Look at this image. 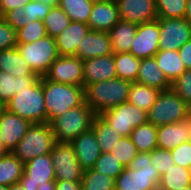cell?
<instances>
[{"instance_id":"1","label":"cell","mask_w":191,"mask_h":190,"mask_svg":"<svg viewBox=\"0 0 191 190\" xmlns=\"http://www.w3.org/2000/svg\"><path fill=\"white\" fill-rule=\"evenodd\" d=\"M131 82L118 77L91 83L84 88L85 102L96 115L128 100Z\"/></svg>"},{"instance_id":"2","label":"cell","mask_w":191,"mask_h":190,"mask_svg":"<svg viewBox=\"0 0 191 190\" xmlns=\"http://www.w3.org/2000/svg\"><path fill=\"white\" fill-rule=\"evenodd\" d=\"M43 94L48 123L85 102L84 87L56 83L45 76L43 77Z\"/></svg>"},{"instance_id":"3","label":"cell","mask_w":191,"mask_h":190,"mask_svg":"<svg viewBox=\"0 0 191 190\" xmlns=\"http://www.w3.org/2000/svg\"><path fill=\"white\" fill-rule=\"evenodd\" d=\"M160 180L151 165L150 152H139L116 178L115 190H158Z\"/></svg>"},{"instance_id":"4","label":"cell","mask_w":191,"mask_h":190,"mask_svg":"<svg viewBox=\"0 0 191 190\" xmlns=\"http://www.w3.org/2000/svg\"><path fill=\"white\" fill-rule=\"evenodd\" d=\"M5 105L7 111L31 123L47 122L43 94V77H40L33 85L19 91L17 95H13Z\"/></svg>"},{"instance_id":"5","label":"cell","mask_w":191,"mask_h":190,"mask_svg":"<svg viewBox=\"0 0 191 190\" xmlns=\"http://www.w3.org/2000/svg\"><path fill=\"white\" fill-rule=\"evenodd\" d=\"M95 116V112L84 102L82 105L54 118L50 122V125L55 141L72 142L81 133L92 128V122Z\"/></svg>"},{"instance_id":"6","label":"cell","mask_w":191,"mask_h":190,"mask_svg":"<svg viewBox=\"0 0 191 190\" xmlns=\"http://www.w3.org/2000/svg\"><path fill=\"white\" fill-rule=\"evenodd\" d=\"M54 143L50 123H33L11 153L26 163L34 157L50 154Z\"/></svg>"},{"instance_id":"7","label":"cell","mask_w":191,"mask_h":190,"mask_svg":"<svg viewBox=\"0 0 191 190\" xmlns=\"http://www.w3.org/2000/svg\"><path fill=\"white\" fill-rule=\"evenodd\" d=\"M191 113V107L172 89L160 91L157 100L147 112L148 122L154 126L181 121Z\"/></svg>"},{"instance_id":"8","label":"cell","mask_w":191,"mask_h":190,"mask_svg":"<svg viewBox=\"0 0 191 190\" xmlns=\"http://www.w3.org/2000/svg\"><path fill=\"white\" fill-rule=\"evenodd\" d=\"M17 49L39 77L47 74L51 64L59 56L55 38L48 35L32 43L17 44Z\"/></svg>"},{"instance_id":"9","label":"cell","mask_w":191,"mask_h":190,"mask_svg":"<svg viewBox=\"0 0 191 190\" xmlns=\"http://www.w3.org/2000/svg\"><path fill=\"white\" fill-rule=\"evenodd\" d=\"M100 116L122 137L130 136L133 129L148 122L147 112L128 102L108 109Z\"/></svg>"},{"instance_id":"10","label":"cell","mask_w":191,"mask_h":190,"mask_svg":"<svg viewBox=\"0 0 191 190\" xmlns=\"http://www.w3.org/2000/svg\"><path fill=\"white\" fill-rule=\"evenodd\" d=\"M50 154L55 171V180L81 182L85 170L77 161L71 142L55 141Z\"/></svg>"},{"instance_id":"11","label":"cell","mask_w":191,"mask_h":190,"mask_svg":"<svg viewBox=\"0 0 191 190\" xmlns=\"http://www.w3.org/2000/svg\"><path fill=\"white\" fill-rule=\"evenodd\" d=\"M160 50H179L191 40V24L186 18H158Z\"/></svg>"},{"instance_id":"12","label":"cell","mask_w":191,"mask_h":190,"mask_svg":"<svg viewBox=\"0 0 191 190\" xmlns=\"http://www.w3.org/2000/svg\"><path fill=\"white\" fill-rule=\"evenodd\" d=\"M48 181H56L51 154L27 161L24 165V174L18 183L26 190H37L38 185H47Z\"/></svg>"},{"instance_id":"13","label":"cell","mask_w":191,"mask_h":190,"mask_svg":"<svg viewBox=\"0 0 191 190\" xmlns=\"http://www.w3.org/2000/svg\"><path fill=\"white\" fill-rule=\"evenodd\" d=\"M45 77L56 83L83 87V60L76 56H58Z\"/></svg>"},{"instance_id":"14","label":"cell","mask_w":191,"mask_h":190,"mask_svg":"<svg viewBox=\"0 0 191 190\" xmlns=\"http://www.w3.org/2000/svg\"><path fill=\"white\" fill-rule=\"evenodd\" d=\"M159 21L155 20L138 25L129 53L136 58H153L159 49Z\"/></svg>"},{"instance_id":"15","label":"cell","mask_w":191,"mask_h":190,"mask_svg":"<svg viewBox=\"0 0 191 190\" xmlns=\"http://www.w3.org/2000/svg\"><path fill=\"white\" fill-rule=\"evenodd\" d=\"M120 20L140 25L158 19L155 0H115Z\"/></svg>"},{"instance_id":"16","label":"cell","mask_w":191,"mask_h":190,"mask_svg":"<svg viewBox=\"0 0 191 190\" xmlns=\"http://www.w3.org/2000/svg\"><path fill=\"white\" fill-rule=\"evenodd\" d=\"M32 124L6 109L0 114V137L8 152H12Z\"/></svg>"},{"instance_id":"17","label":"cell","mask_w":191,"mask_h":190,"mask_svg":"<svg viewBox=\"0 0 191 190\" xmlns=\"http://www.w3.org/2000/svg\"><path fill=\"white\" fill-rule=\"evenodd\" d=\"M191 141V113L181 121L157 127V147L171 150Z\"/></svg>"},{"instance_id":"18","label":"cell","mask_w":191,"mask_h":190,"mask_svg":"<svg viewBox=\"0 0 191 190\" xmlns=\"http://www.w3.org/2000/svg\"><path fill=\"white\" fill-rule=\"evenodd\" d=\"M114 53L83 61V87L116 78Z\"/></svg>"},{"instance_id":"19","label":"cell","mask_w":191,"mask_h":190,"mask_svg":"<svg viewBox=\"0 0 191 190\" xmlns=\"http://www.w3.org/2000/svg\"><path fill=\"white\" fill-rule=\"evenodd\" d=\"M120 20L114 0H96L93 3L87 24L92 31L108 32Z\"/></svg>"},{"instance_id":"20","label":"cell","mask_w":191,"mask_h":190,"mask_svg":"<svg viewBox=\"0 0 191 190\" xmlns=\"http://www.w3.org/2000/svg\"><path fill=\"white\" fill-rule=\"evenodd\" d=\"M109 54L113 52L108 32L90 30L78 44L76 57L85 61Z\"/></svg>"},{"instance_id":"21","label":"cell","mask_w":191,"mask_h":190,"mask_svg":"<svg viewBox=\"0 0 191 190\" xmlns=\"http://www.w3.org/2000/svg\"><path fill=\"white\" fill-rule=\"evenodd\" d=\"M90 30L88 24L71 21L70 24L55 37L59 56H76L78 44Z\"/></svg>"},{"instance_id":"22","label":"cell","mask_w":191,"mask_h":190,"mask_svg":"<svg viewBox=\"0 0 191 190\" xmlns=\"http://www.w3.org/2000/svg\"><path fill=\"white\" fill-rule=\"evenodd\" d=\"M71 143L81 167L84 170L91 169L101 155V149L93 130L81 133Z\"/></svg>"},{"instance_id":"23","label":"cell","mask_w":191,"mask_h":190,"mask_svg":"<svg viewBox=\"0 0 191 190\" xmlns=\"http://www.w3.org/2000/svg\"><path fill=\"white\" fill-rule=\"evenodd\" d=\"M136 82L153 87L160 91L171 89V83L159 69L154 57L141 59Z\"/></svg>"},{"instance_id":"24","label":"cell","mask_w":191,"mask_h":190,"mask_svg":"<svg viewBox=\"0 0 191 190\" xmlns=\"http://www.w3.org/2000/svg\"><path fill=\"white\" fill-rule=\"evenodd\" d=\"M138 25L119 20L109 31L111 48L113 53L129 52L135 38Z\"/></svg>"},{"instance_id":"25","label":"cell","mask_w":191,"mask_h":190,"mask_svg":"<svg viewBox=\"0 0 191 190\" xmlns=\"http://www.w3.org/2000/svg\"><path fill=\"white\" fill-rule=\"evenodd\" d=\"M40 77L37 74L14 77L10 73L0 70V99L8 102L13 95L33 85Z\"/></svg>"},{"instance_id":"26","label":"cell","mask_w":191,"mask_h":190,"mask_svg":"<svg viewBox=\"0 0 191 190\" xmlns=\"http://www.w3.org/2000/svg\"><path fill=\"white\" fill-rule=\"evenodd\" d=\"M0 70L10 73L14 77L36 74L17 47L0 51Z\"/></svg>"},{"instance_id":"27","label":"cell","mask_w":191,"mask_h":190,"mask_svg":"<svg viewBox=\"0 0 191 190\" xmlns=\"http://www.w3.org/2000/svg\"><path fill=\"white\" fill-rule=\"evenodd\" d=\"M154 58L157 61L159 69L164 73L170 83L187 70L181 61L178 50H159Z\"/></svg>"},{"instance_id":"28","label":"cell","mask_w":191,"mask_h":190,"mask_svg":"<svg viewBox=\"0 0 191 190\" xmlns=\"http://www.w3.org/2000/svg\"><path fill=\"white\" fill-rule=\"evenodd\" d=\"M159 94L160 90L158 89L137 82H131L127 102L148 112Z\"/></svg>"},{"instance_id":"29","label":"cell","mask_w":191,"mask_h":190,"mask_svg":"<svg viewBox=\"0 0 191 190\" xmlns=\"http://www.w3.org/2000/svg\"><path fill=\"white\" fill-rule=\"evenodd\" d=\"M24 162L11 152L0 156V185L9 186L18 183L24 174Z\"/></svg>"},{"instance_id":"30","label":"cell","mask_w":191,"mask_h":190,"mask_svg":"<svg viewBox=\"0 0 191 190\" xmlns=\"http://www.w3.org/2000/svg\"><path fill=\"white\" fill-rule=\"evenodd\" d=\"M91 129L96 136L101 152H111L122 137L100 115L94 117Z\"/></svg>"},{"instance_id":"31","label":"cell","mask_w":191,"mask_h":190,"mask_svg":"<svg viewBox=\"0 0 191 190\" xmlns=\"http://www.w3.org/2000/svg\"><path fill=\"white\" fill-rule=\"evenodd\" d=\"M191 184V170L175 164L161 176L158 190H179Z\"/></svg>"},{"instance_id":"32","label":"cell","mask_w":191,"mask_h":190,"mask_svg":"<svg viewBox=\"0 0 191 190\" xmlns=\"http://www.w3.org/2000/svg\"><path fill=\"white\" fill-rule=\"evenodd\" d=\"M130 138L139 152H151L157 148V126L146 122L133 129Z\"/></svg>"},{"instance_id":"33","label":"cell","mask_w":191,"mask_h":190,"mask_svg":"<svg viewBox=\"0 0 191 190\" xmlns=\"http://www.w3.org/2000/svg\"><path fill=\"white\" fill-rule=\"evenodd\" d=\"M116 74L120 79L136 82L141 59L136 58L129 52L114 53Z\"/></svg>"},{"instance_id":"34","label":"cell","mask_w":191,"mask_h":190,"mask_svg":"<svg viewBox=\"0 0 191 190\" xmlns=\"http://www.w3.org/2000/svg\"><path fill=\"white\" fill-rule=\"evenodd\" d=\"M94 0H58V6L71 21L87 24Z\"/></svg>"},{"instance_id":"35","label":"cell","mask_w":191,"mask_h":190,"mask_svg":"<svg viewBox=\"0 0 191 190\" xmlns=\"http://www.w3.org/2000/svg\"><path fill=\"white\" fill-rule=\"evenodd\" d=\"M81 188L82 190H115L116 179L91 168L84 171Z\"/></svg>"},{"instance_id":"36","label":"cell","mask_w":191,"mask_h":190,"mask_svg":"<svg viewBox=\"0 0 191 190\" xmlns=\"http://www.w3.org/2000/svg\"><path fill=\"white\" fill-rule=\"evenodd\" d=\"M70 22L71 19L58 5L52 7L43 20L47 35L53 38L59 35Z\"/></svg>"},{"instance_id":"37","label":"cell","mask_w":191,"mask_h":190,"mask_svg":"<svg viewBox=\"0 0 191 190\" xmlns=\"http://www.w3.org/2000/svg\"><path fill=\"white\" fill-rule=\"evenodd\" d=\"M138 153L139 151L130 136L121 137L111 150V154L125 167L130 164Z\"/></svg>"},{"instance_id":"38","label":"cell","mask_w":191,"mask_h":190,"mask_svg":"<svg viewBox=\"0 0 191 190\" xmlns=\"http://www.w3.org/2000/svg\"><path fill=\"white\" fill-rule=\"evenodd\" d=\"M17 44L32 43L47 36L46 27L42 20L31 23L16 31Z\"/></svg>"},{"instance_id":"39","label":"cell","mask_w":191,"mask_h":190,"mask_svg":"<svg viewBox=\"0 0 191 190\" xmlns=\"http://www.w3.org/2000/svg\"><path fill=\"white\" fill-rule=\"evenodd\" d=\"M125 166L121 164L112 154L111 152H101L100 157L95 162L92 167L93 170L103 173L105 175H109L113 178H117Z\"/></svg>"},{"instance_id":"40","label":"cell","mask_w":191,"mask_h":190,"mask_svg":"<svg viewBox=\"0 0 191 190\" xmlns=\"http://www.w3.org/2000/svg\"><path fill=\"white\" fill-rule=\"evenodd\" d=\"M158 18H184L186 0H155Z\"/></svg>"},{"instance_id":"41","label":"cell","mask_w":191,"mask_h":190,"mask_svg":"<svg viewBox=\"0 0 191 190\" xmlns=\"http://www.w3.org/2000/svg\"><path fill=\"white\" fill-rule=\"evenodd\" d=\"M150 161L160 176L175 165L170 150L160 149L158 147L150 152Z\"/></svg>"},{"instance_id":"42","label":"cell","mask_w":191,"mask_h":190,"mask_svg":"<svg viewBox=\"0 0 191 190\" xmlns=\"http://www.w3.org/2000/svg\"><path fill=\"white\" fill-rule=\"evenodd\" d=\"M171 89L191 107V69L175 79Z\"/></svg>"},{"instance_id":"43","label":"cell","mask_w":191,"mask_h":190,"mask_svg":"<svg viewBox=\"0 0 191 190\" xmlns=\"http://www.w3.org/2000/svg\"><path fill=\"white\" fill-rule=\"evenodd\" d=\"M52 6L45 5L41 1L31 0L25 6L24 9V16H26L27 20L36 21V20H44L45 16L49 13Z\"/></svg>"},{"instance_id":"44","label":"cell","mask_w":191,"mask_h":190,"mask_svg":"<svg viewBox=\"0 0 191 190\" xmlns=\"http://www.w3.org/2000/svg\"><path fill=\"white\" fill-rule=\"evenodd\" d=\"M17 47L16 30L3 18L0 19V51Z\"/></svg>"},{"instance_id":"45","label":"cell","mask_w":191,"mask_h":190,"mask_svg":"<svg viewBox=\"0 0 191 190\" xmlns=\"http://www.w3.org/2000/svg\"><path fill=\"white\" fill-rule=\"evenodd\" d=\"M175 164L190 169L191 167V141L183 142L170 150Z\"/></svg>"},{"instance_id":"46","label":"cell","mask_w":191,"mask_h":190,"mask_svg":"<svg viewBox=\"0 0 191 190\" xmlns=\"http://www.w3.org/2000/svg\"><path fill=\"white\" fill-rule=\"evenodd\" d=\"M24 14V9L18 7L15 10L6 12L2 18L17 31L18 29L31 23L30 20L26 19Z\"/></svg>"},{"instance_id":"47","label":"cell","mask_w":191,"mask_h":190,"mask_svg":"<svg viewBox=\"0 0 191 190\" xmlns=\"http://www.w3.org/2000/svg\"><path fill=\"white\" fill-rule=\"evenodd\" d=\"M31 0H2L0 3V12L3 16L6 12L15 10L20 7L23 8Z\"/></svg>"},{"instance_id":"48","label":"cell","mask_w":191,"mask_h":190,"mask_svg":"<svg viewBox=\"0 0 191 190\" xmlns=\"http://www.w3.org/2000/svg\"><path fill=\"white\" fill-rule=\"evenodd\" d=\"M181 61L187 70L191 69V40L187 41L178 50Z\"/></svg>"},{"instance_id":"49","label":"cell","mask_w":191,"mask_h":190,"mask_svg":"<svg viewBox=\"0 0 191 190\" xmlns=\"http://www.w3.org/2000/svg\"><path fill=\"white\" fill-rule=\"evenodd\" d=\"M55 184H56L55 190H82L81 182L56 180Z\"/></svg>"},{"instance_id":"50","label":"cell","mask_w":191,"mask_h":190,"mask_svg":"<svg viewBox=\"0 0 191 190\" xmlns=\"http://www.w3.org/2000/svg\"><path fill=\"white\" fill-rule=\"evenodd\" d=\"M55 189H56L55 181H48L47 185L37 186V190H55Z\"/></svg>"},{"instance_id":"51","label":"cell","mask_w":191,"mask_h":190,"mask_svg":"<svg viewBox=\"0 0 191 190\" xmlns=\"http://www.w3.org/2000/svg\"><path fill=\"white\" fill-rule=\"evenodd\" d=\"M184 18H186L191 24V0H186V11L184 14Z\"/></svg>"},{"instance_id":"52","label":"cell","mask_w":191,"mask_h":190,"mask_svg":"<svg viewBox=\"0 0 191 190\" xmlns=\"http://www.w3.org/2000/svg\"><path fill=\"white\" fill-rule=\"evenodd\" d=\"M37 1H41L45 5H50L52 7H55L58 5V0H37Z\"/></svg>"},{"instance_id":"53","label":"cell","mask_w":191,"mask_h":190,"mask_svg":"<svg viewBox=\"0 0 191 190\" xmlns=\"http://www.w3.org/2000/svg\"><path fill=\"white\" fill-rule=\"evenodd\" d=\"M8 190H26V189H24L20 183H14L8 186Z\"/></svg>"},{"instance_id":"54","label":"cell","mask_w":191,"mask_h":190,"mask_svg":"<svg viewBox=\"0 0 191 190\" xmlns=\"http://www.w3.org/2000/svg\"><path fill=\"white\" fill-rule=\"evenodd\" d=\"M9 152L5 149L1 137H0V156H3L5 154H8Z\"/></svg>"},{"instance_id":"55","label":"cell","mask_w":191,"mask_h":190,"mask_svg":"<svg viewBox=\"0 0 191 190\" xmlns=\"http://www.w3.org/2000/svg\"><path fill=\"white\" fill-rule=\"evenodd\" d=\"M6 109L5 102L0 99V114Z\"/></svg>"},{"instance_id":"56","label":"cell","mask_w":191,"mask_h":190,"mask_svg":"<svg viewBox=\"0 0 191 190\" xmlns=\"http://www.w3.org/2000/svg\"><path fill=\"white\" fill-rule=\"evenodd\" d=\"M0 190H8V186L0 185Z\"/></svg>"},{"instance_id":"57","label":"cell","mask_w":191,"mask_h":190,"mask_svg":"<svg viewBox=\"0 0 191 190\" xmlns=\"http://www.w3.org/2000/svg\"><path fill=\"white\" fill-rule=\"evenodd\" d=\"M179 190H191V187L188 186V187L180 188Z\"/></svg>"}]
</instances>
